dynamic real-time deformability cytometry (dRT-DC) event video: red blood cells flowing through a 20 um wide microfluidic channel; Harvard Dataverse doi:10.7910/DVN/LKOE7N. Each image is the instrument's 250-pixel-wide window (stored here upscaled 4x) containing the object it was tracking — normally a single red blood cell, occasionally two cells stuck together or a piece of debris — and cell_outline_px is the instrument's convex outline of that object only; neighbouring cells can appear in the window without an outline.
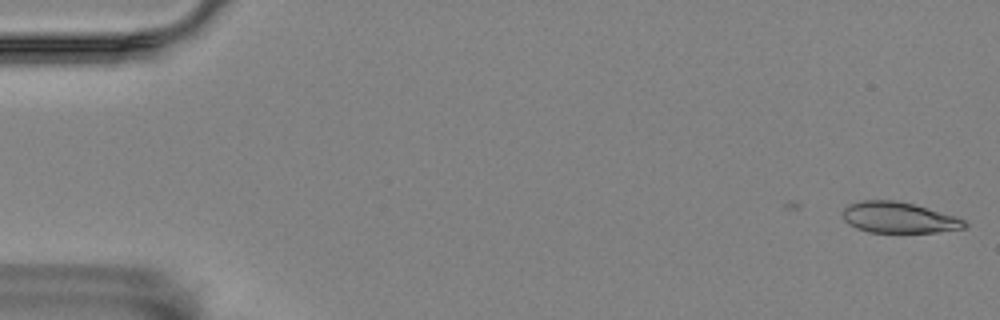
{"species": "Egyptian fruit bat (a non-hibernating species)", "species_latin": "Rousettus aegyptiacus", "temperature_condition": "room temperature", "stored_images_in_passage": 55, "camera_frame_rate_fps": 3000, "um_per_image_px": 0.085, "animal": {"sex": "female"}, "frame": {"image": 1, "passage_image": 1, "time_ms": 0.0, "image_size_px": [1000, 320], "cell_outline_px": [[968, 224], [964, 228], [936, 232], [868, 232], [856, 228], [848, 224], [844, 220], [844, 208], [848, 204], [864, 200], [892, 200], [912, 204], [956, 216], [964, 220]], "centroid_in_image_um": [76.38, 18.5], "position_along_channel_um": 8.6, "area_um2": 21.73}}
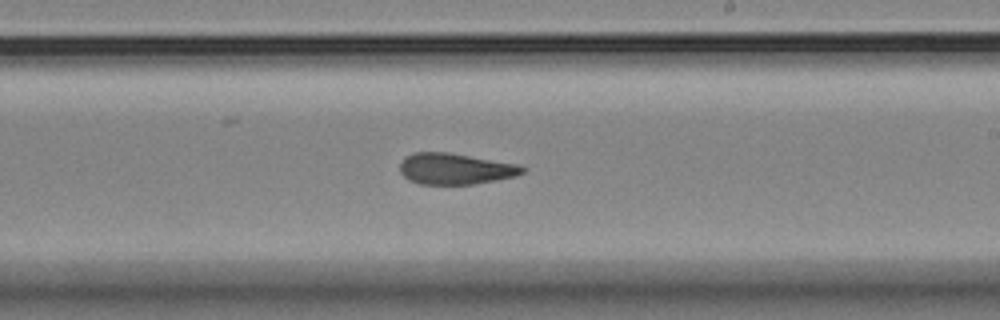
{"frame": {"image": 2, "passage_image": 33, "time_ms": 10.667, "image_size_px": [1000, 320], "cell_outline_px": [[524, 172], [516, 176], [472, 184], [420, 184], [408, 180], [400, 172], [400, 164], [404, 156], [412, 152], [448, 152], [516, 164], [524, 168]], "centroid_in_image_um": [38.63, 14.34], "position_along_channel_um": 250.4, "area_um2": 22.08}}
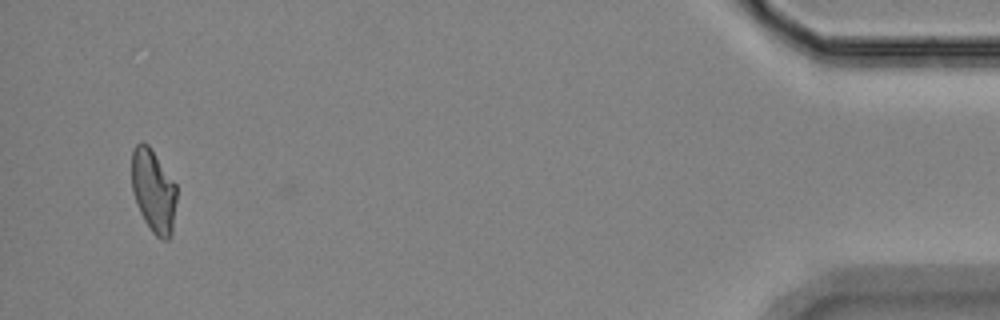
{"frame": {"image": 3, "passage_image": 54, "time_ms": 17.667, "image_size_px": [1000, 320], "cell_outline_px": [[176, 200], [172, 236], [168, 240], [160, 240], [152, 232], [144, 220], [136, 204], [132, 192], [132, 148], [140, 140], [144, 140], [148, 144], [176, 184]], "centroid_in_image_um": [13.04, 16.23], "position_along_channel_um": 422.2, "area_um2": 22.08}, "authors_computed_cell_mechanics": {"area_um2": 22.6576, "velocity_mm_per_s": 3.5349, "shape_relaxation_time_tau1_ms": null, "shape_relaxation_time_tau2_ms": 3.2083, "deformation_change_tau1": null, "deformation_change_tau2": 0.1115}}